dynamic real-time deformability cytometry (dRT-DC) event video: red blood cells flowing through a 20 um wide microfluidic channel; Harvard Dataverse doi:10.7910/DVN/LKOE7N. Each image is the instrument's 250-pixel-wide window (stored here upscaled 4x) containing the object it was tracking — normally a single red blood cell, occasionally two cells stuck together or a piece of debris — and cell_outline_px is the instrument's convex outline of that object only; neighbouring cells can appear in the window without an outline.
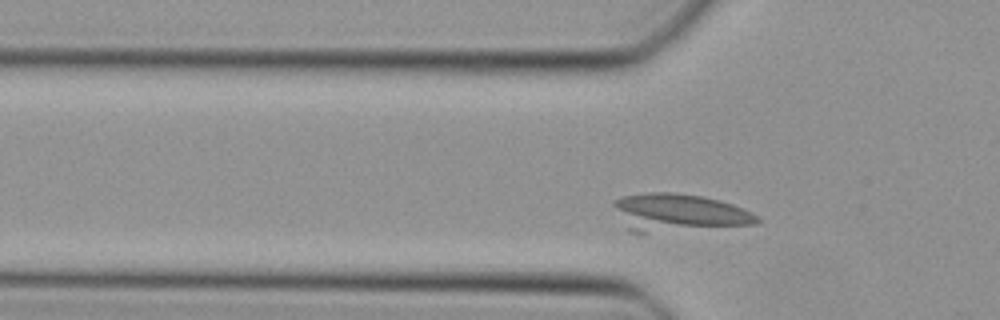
{"species": "Egyptian fruit bat (a non-hibernating species)", "species_latin": "Rousettus aegyptiacus", "temperature_condition": "cold", "stored_images_in_passage": 18, "camera_frame_rate_fps": 3000, "um_per_image_px": 0.085, "animal": {"sex": "female"}, "frame": {"image": 1, "passage_image": 3, "time_ms": 0.667, "image_size_px": [1000, 320], "cell_outline_px": [[760, 220], [752, 224], [644, 232], [628, 232], [612, 204], [616, 200], [624, 196], [648, 192], [676, 192], [704, 196], [720, 200], [732, 204], [760, 216]], "centroid_in_image_um": [57.64, 18.04], "position_along_channel_um": 68.2, "area_um2": 30.87}}
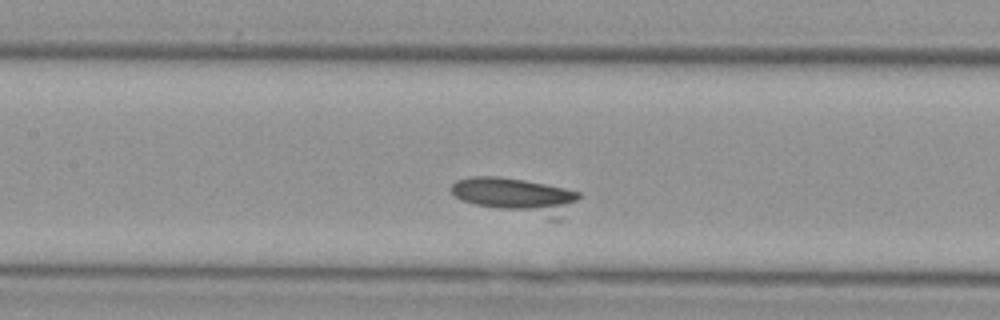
{"frame": {"image": 2, "passage_image": 10, "time_ms": 3.0, "image_size_px": [1000, 320], "cell_outline_px": [[580, 196], [564, 220], [548, 220], [476, 204], [460, 200], [452, 192], [452, 184], [456, 180], [472, 176], [500, 176], [524, 180], [564, 188], [580, 192]], "centroid_in_image_um": [43.95, 16.68], "position_along_channel_um": 163.4, "area_um2": 26.99}}
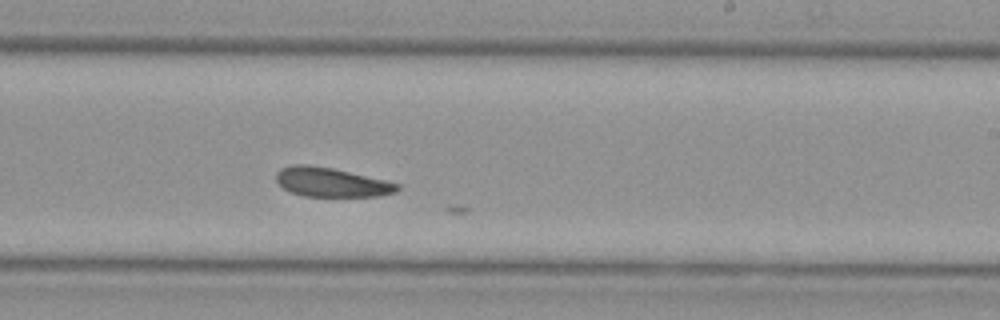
{"frame": {"image": 3, "passage_image": 17, "time_ms": 5.333, "image_size_px": [1000, 320], "cell_outline_px": [[400, 188], [396, 192], [376, 196], [304, 196], [292, 192], [284, 188], [276, 180], [276, 172], [280, 168], [292, 164], [308, 164], [332, 168], [384, 180], [400, 184]], "centroid_in_image_um": [28.14, 15.48], "position_along_channel_um": 260.9, "area_um2": 20.46}}